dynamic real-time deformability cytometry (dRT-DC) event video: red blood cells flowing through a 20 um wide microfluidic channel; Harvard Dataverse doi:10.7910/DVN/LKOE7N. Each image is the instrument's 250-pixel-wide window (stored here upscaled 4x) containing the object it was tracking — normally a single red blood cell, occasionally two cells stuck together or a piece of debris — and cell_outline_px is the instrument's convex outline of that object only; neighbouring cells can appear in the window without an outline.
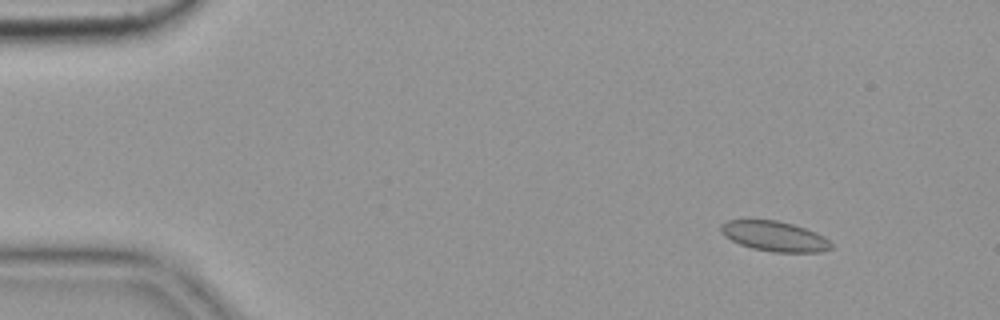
{"species": "common noctule bat (a hibernating species)", "species_latin": "Nyctalus noctula", "temperature_condition": "cold", "stored_images_in_passage": 6, "camera_frame_rate_fps": 3000, "um_per_image_px": 0.085, "animal": {"sex": "female", "body_mass_g": 19.9}, "frame": {"image": 1, "passage_image": 2, "time_ms": 0.333, "image_size_px": [1000, 320], "cell_outline_px": [[832, 248], [820, 252], [772, 252], [752, 248], [740, 244], [724, 236], [720, 232], [720, 224], [728, 220], [776, 220], [792, 224], [816, 232], [824, 236], [832, 244]], "centroid_in_image_um": [65.82, 20.08], "position_along_channel_um": 19.2, "area_um2": 19.31}}
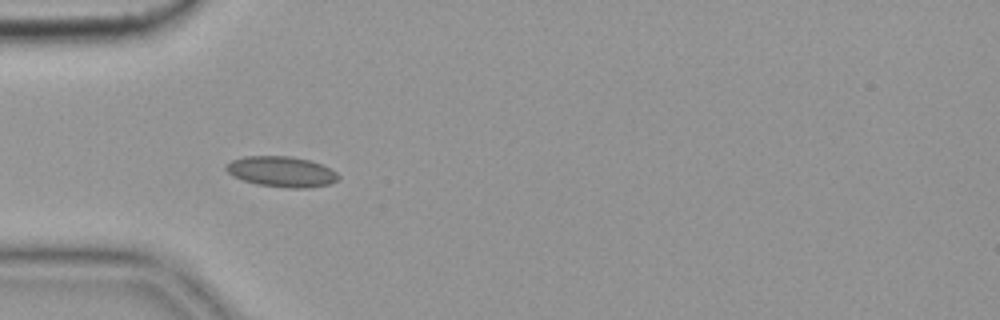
{"frame": {"image": 2, "passage_image": 5, "time_ms": 1.333, "image_size_px": [1000, 320], "cell_outline_px": [[340, 176], [336, 180], [328, 184], [308, 188], [288, 188], [256, 184], [232, 176], [224, 168], [224, 164], [232, 160], [244, 156], [288, 156], [308, 160], [320, 164], [336, 172]], "centroid_in_image_um": [23.88, 14.59], "position_along_channel_um": 61.1, "area_um2": 19.88}}